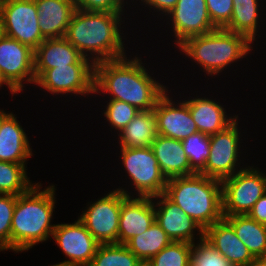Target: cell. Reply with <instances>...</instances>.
I'll return each mask as SVG.
<instances>
[{
  "label": "cell",
  "instance_id": "obj_1",
  "mask_svg": "<svg viewBox=\"0 0 266 266\" xmlns=\"http://www.w3.org/2000/svg\"><path fill=\"white\" fill-rule=\"evenodd\" d=\"M127 58L95 64L94 93L103 91L110 99L126 102L140 111L153 110L168 87L148 74L140 57Z\"/></svg>",
  "mask_w": 266,
  "mask_h": 266
},
{
  "label": "cell",
  "instance_id": "obj_2",
  "mask_svg": "<svg viewBox=\"0 0 266 266\" xmlns=\"http://www.w3.org/2000/svg\"><path fill=\"white\" fill-rule=\"evenodd\" d=\"M122 16L123 13L77 8L64 37L94 64L125 57L124 34L120 30Z\"/></svg>",
  "mask_w": 266,
  "mask_h": 266
},
{
  "label": "cell",
  "instance_id": "obj_3",
  "mask_svg": "<svg viewBox=\"0 0 266 266\" xmlns=\"http://www.w3.org/2000/svg\"><path fill=\"white\" fill-rule=\"evenodd\" d=\"M36 183L24 194L18 195L11 222V250L22 252L52 237L55 224H51L55 209V186L45 189ZM42 190V191H41Z\"/></svg>",
  "mask_w": 266,
  "mask_h": 266
},
{
  "label": "cell",
  "instance_id": "obj_4",
  "mask_svg": "<svg viewBox=\"0 0 266 266\" xmlns=\"http://www.w3.org/2000/svg\"><path fill=\"white\" fill-rule=\"evenodd\" d=\"M164 194L204 231L224 218L222 184L218 179L200 173L171 178Z\"/></svg>",
  "mask_w": 266,
  "mask_h": 266
},
{
  "label": "cell",
  "instance_id": "obj_5",
  "mask_svg": "<svg viewBox=\"0 0 266 266\" xmlns=\"http://www.w3.org/2000/svg\"><path fill=\"white\" fill-rule=\"evenodd\" d=\"M176 47L199 64L206 74L214 76L247 56L253 46L244 35L217 28L189 37Z\"/></svg>",
  "mask_w": 266,
  "mask_h": 266
},
{
  "label": "cell",
  "instance_id": "obj_6",
  "mask_svg": "<svg viewBox=\"0 0 266 266\" xmlns=\"http://www.w3.org/2000/svg\"><path fill=\"white\" fill-rule=\"evenodd\" d=\"M221 181L223 215L248 214L266 192V173L253 166L240 167Z\"/></svg>",
  "mask_w": 266,
  "mask_h": 266
},
{
  "label": "cell",
  "instance_id": "obj_7",
  "mask_svg": "<svg viewBox=\"0 0 266 266\" xmlns=\"http://www.w3.org/2000/svg\"><path fill=\"white\" fill-rule=\"evenodd\" d=\"M123 170L126 171L138 197H155L165 192L167 178L161 172L151 147H120Z\"/></svg>",
  "mask_w": 266,
  "mask_h": 266
},
{
  "label": "cell",
  "instance_id": "obj_8",
  "mask_svg": "<svg viewBox=\"0 0 266 266\" xmlns=\"http://www.w3.org/2000/svg\"><path fill=\"white\" fill-rule=\"evenodd\" d=\"M130 194L124 188H117L94 203L90 202L78 217L100 244H118L121 203L128 196L131 197Z\"/></svg>",
  "mask_w": 266,
  "mask_h": 266
},
{
  "label": "cell",
  "instance_id": "obj_9",
  "mask_svg": "<svg viewBox=\"0 0 266 266\" xmlns=\"http://www.w3.org/2000/svg\"><path fill=\"white\" fill-rule=\"evenodd\" d=\"M2 32L35 50L45 38L34 0H0Z\"/></svg>",
  "mask_w": 266,
  "mask_h": 266
},
{
  "label": "cell",
  "instance_id": "obj_10",
  "mask_svg": "<svg viewBox=\"0 0 266 266\" xmlns=\"http://www.w3.org/2000/svg\"><path fill=\"white\" fill-rule=\"evenodd\" d=\"M0 78L12 95L23 89L24 82L35 83L34 50L16 39L0 37Z\"/></svg>",
  "mask_w": 266,
  "mask_h": 266
},
{
  "label": "cell",
  "instance_id": "obj_11",
  "mask_svg": "<svg viewBox=\"0 0 266 266\" xmlns=\"http://www.w3.org/2000/svg\"><path fill=\"white\" fill-rule=\"evenodd\" d=\"M238 128L237 118L225 130L210 136V155L200 174L222 181L238 172V153L243 143Z\"/></svg>",
  "mask_w": 266,
  "mask_h": 266
},
{
  "label": "cell",
  "instance_id": "obj_12",
  "mask_svg": "<svg viewBox=\"0 0 266 266\" xmlns=\"http://www.w3.org/2000/svg\"><path fill=\"white\" fill-rule=\"evenodd\" d=\"M94 80L95 64H70L47 69L34 84L50 94L71 93L75 96H88L94 93Z\"/></svg>",
  "mask_w": 266,
  "mask_h": 266
},
{
  "label": "cell",
  "instance_id": "obj_13",
  "mask_svg": "<svg viewBox=\"0 0 266 266\" xmlns=\"http://www.w3.org/2000/svg\"><path fill=\"white\" fill-rule=\"evenodd\" d=\"M52 238L68 258L65 266H89L100 245L79 219L56 224Z\"/></svg>",
  "mask_w": 266,
  "mask_h": 266
},
{
  "label": "cell",
  "instance_id": "obj_14",
  "mask_svg": "<svg viewBox=\"0 0 266 266\" xmlns=\"http://www.w3.org/2000/svg\"><path fill=\"white\" fill-rule=\"evenodd\" d=\"M167 17L177 46L189 37L203 35L217 29L209 18L206 0H178Z\"/></svg>",
  "mask_w": 266,
  "mask_h": 266
},
{
  "label": "cell",
  "instance_id": "obj_15",
  "mask_svg": "<svg viewBox=\"0 0 266 266\" xmlns=\"http://www.w3.org/2000/svg\"><path fill=\"white\" fill-rule=\"evenodd\" d=\"M167 90L153 109L159 135L183 141L198 132L190 113L188 101L173 102Z\"/></svg>",
  "mask_w": 266,
  "mask_h": 266
},
{
  "label": "cell",
  "instance_id": "obj_16",
  "mask_svg": "<svg viewBox=\"0 0 266 266\" xmlns=\"http://www.w3.org/2000/svg\"><path fill=\"white\" fill-rule=\"evenodd\" d=\"M153 202L155 220L172 241L193 244L196 230L199 232V240L204 238V229L164 193L153 197Z\"/></svg>",
  "mask_w": 266,
  "mask_h": 266
},
{
  "label": "cell",
  "instance_id": "obj_17",
  "mask_svg": "<svg viewBox=\"0 0 266 266\" xmlns=\"http://www.w3.org/2000/svg\"><path fill=\"white\" fill-rule=\"evenodd\" d=\"M155 221L152 197H127L121 203L118 244H125L132 237L142 234Z\"/></svg>",
  "mask_w": 266,
  "mask_h": 266
},
{
  "label": "cell",
  "instance_id": "obj_18",
  "mask_svg": "<svg viewBox=\"0 0 266 266\" xmlns=\"http://www.w3.org/2000/svg\"><path fill=\"white\" fill-rule=\"evenodd\" d=\"M70 64H94L65 38L45 39L34 50V72L37 79L44 71Z\"/></svg>",
  "mask_w": 266,
  "mask_h": 266
},
{
  "label": "cell",
  "instance_id": "obj_19",
  "mask_svg": "<svg viewBox=\"0 0 266 266\" xmlns=\"http://www.w3.org/2000/svg\"><path fill=\"white\" fill-rule=\"evenodd\" d=\"M204 238L233 266H245L255 258L224 218L209 226Z\"/></svg>",
  "mask_w": 266,
  "mask_h": 266
},
{
  "label": "cell",
  "instance_id": "obj_20",
  "mask_svg": "<svg viewBox=\"0 0 266 266\" xmlns=\"http://www.w3.org/2000/svg\"><path fill=\"white\" fill-rule=\"evenodd\" d=\"M38 11V24L45 39L65 36L77 9L74 0H34Z\"/></svg>",
  "mask_w": 266,
  "mask_h": 266
},
{
  "label": "cell",
  "instance_id": "obj_21",
  "mask_svg": "<svg viewBox=\"0 0 266 266\" xmlns=\"http://www.w3.org/2000/svg\"><path fill=\"white\" fill-rule=\"evenodd\" d=\"M151 148L161 172L168 179L195 174L191 169L182 141L159 135Z\"/></svg>",
  "mask_w": 266,
  "mask_h": 266
},
{
  "label": "cell",
  "instance_id": "obj_22",
  "mask_svg": "<svg viewBox=\"0 0 266 266\" xmlns=\"http://www.w3.org/2000/svg\"><path fill=\"white\" fill-rule=\"evenodd\" d=\"M188 107L190 113L196 123L198 132L211 136L225 130L237 118L235 116H227L225 108L220 102H215L208 97H193L188 99Z\"/></svg>",
  "mask_w": 266,
  "mask_h": 266
},
{
  "label": "cell",
  "instance_id": "obj_23",
  "mask_svg": "<svg viewBox=\"0 0 266 266\" xmlns=\"http://www.w3.org/2000/svg\"><path fill=\"white\" fill-rule=\"evenodd\" d=\"M12 112L0 127V161L26 163L33 153L29 139Z\"/></svg>",
  "mask_w": 266,
  "mask_h": 266
},
{
  "label": "cell",
  "instance_id": "obj_24",
  "mask_svg": "<svg viewBox=\"0 0 266 266\" xmlns=\"http://www.w3.org/2000/svg\"><path fill=\"white\" fill-rule=\"evenodd\" d=\"M118 134L120 147H151L154 139L158 136L154 111H139Z\"/></svg>",
  "mask_w": 266,
  "mask_h": 266
},
{
  "label": "cell",
  "instance_id": "obj_25",
  "mask_svg": "<svg viewBox=\"0 0 266 266\" xmlns=\"http://www.w3.org/2000/svg\"><path fill=\"white\" fill-rule=\"evenodd\" d=\"M237 237L255 258L266 257V225L245 215H224Z\"/></svg>",
  "mask_w": 266,
  "mask_h": 266
},
{
  "label": "cell",
  "instance_id": "obj_26",
  "mask_svg": "<svg viewBox=\"0 0 266 266\" xmlns=\"http://www.w3.org/2000/svg\"><path fill=\"white\" fill-rule=\"evenodd\" d=\"M259 0H233L230 22L223 28L244 35L252 44L259 30Z\"/></svg>",
  "mask_w": 266,
  "mask_h": 266
},
{
  "label": "cell",
  "instance_id": "obj_27",
  "mask_svg": "<svg viewBox=\"0 0 266 266\" xmlns=\"http://www.w3.org/2000/svg\"><path fill=\"white\" fill-rule=\"evenodd\" d=\"M171 242L172 240L155 220L146 231L132 237L124 245L133 252L141 262H148Z\"/></svg>",
  "mask_w": 266,
  "mask_h": 266
},
{
  "label": "cell",
  "instance_id": "obj_28",
  "mask_svg": "<svg viewBox=\"0 0 266 266\" xmlns=\"http://www.w3.org/2000/svg\"><path fill=\"white\" fill-rule=\"evenodd\" d=\"M26 165L0 161V194L18 196L34 185L27 176Z\"/></svg>",
  "mask_w": 266,
  "mask_h": 266
},
{
  "label": "cell",
  "instance_id": "obj_29",
  "mask_svg": "<svg viewBox=\"0 0 266 266\" xmlns=\"http://www.w3.org/2000/svg\"><path fill=\"white\" fill-rule=\"evenodd\" d=\"M141 261L124 244H100L89 266H138Z\"/></svg>",
  "mask_w": 266,
  "mask_h": 266
},
{
  "label": "cell",
  "instance_id": "obj_30",
  "mask_svg": "<svg viewBox=\"0 0 266 266\" xmlns=\"http://www.w3.org/2000/svg\"><path fill=\"white\" fill-rule=\"evenodd\" d=\"M191 250V243L172 241L148 263L151 266H191Z\"/></svg>",
  "mask_w": 266,
  "mask_h": 266
},
{
  "label": "cell",
  "instance_id": "obj_31",
  "mask_svg": "<svg viewBox=\"0 0 266 266\" xmlns=\"http://www.w3.org/2000/svg\"><path fill=\"white\" fill-rule=\"evenodd\" d=\"M182 144L191 169L195 173H200L210 155V136L197 132L184 139Z\"/></svg>",
  "mask_w": 266,
  "mask_h": 266
},
{
  "label": "cell",
  "instance_id": "obj_32",
  "mask_svg": "<svg viewBox=\"0 0 266 266\" xmlns=\"http://www.w3.org/2000/svg\"><path fill=\"white\" fill-rule=\"evenodd\" d=\"M191 266H233L205 238L192 244Z\"/></svg>",
  "mask_w": 266,
  "mask_h": 266
},
{
  "label": "cell",
  "instance_id": "obj_33",
  "mask_svg": "<svg viewBox=\"0 0 266 266\" xmlns=\"http://www.w3.org/2000/svg\"><path fill=\"white\" fill-rule=\"evenodd\" d=\"M108 101L104 117L109 122V126L111 125V129H116L118 133L129 124L140 110L123 101L113 99Z\"/></svg>",
  "mask_w": 266,
  "mask_h": 266
},
{
  "label": "cell",
  "instance_id": "obj_34",
  "mask_svg": "<svg viewBox=\"0 0 266 266\" xmlns=\"http://www.w3.org/2000/svg\"><path fill=\"white\" fill-rule=\"evenodd\" d=\"M17 196L0 194V251L11 250V222Z\"/></svg>",
  "mask_w": 266,
  "mask_h": 266
},
{
  "label": "cell",
  "instance_id": "obj_35",
  "mask_svg": "<svg viewBox=\"0 0 266 266\" xmlns=\"http://www.w3.org/2000/svg\"><path fill=\"white\" fill-rule=\"evenodd\" d=\"M207 12L212 24L223 29L232 17L233 0H206Z\"/></svg>",
  "mask_w": 266,
  "mask_h": 266
},
{
  "label": "cell",
  "instance_id": "obj_36",
  "mask_svg": "<svg viewBox=\"0 0 266 266\" xmlns=\"http://www.w3.org/2000/svg\"><path fill=\"white\" fill-rule=\"evenodd\" d=\"M78 9L96 12L124 13V0H74Z\"/></svg>",
  "mask_w": 266,
  "mask_h": 266
},
{
  "label": "cell",
  "instance_id": "obj_37",
  "mask_svg": "<svg viewBox=\"0 0 266 266\" xmlns=\"http://www.w3.org/2000/svg\"><path fill=\"white\" fill-rule=\"evenodd\" d=\"M178 0H141L140 3L143 2V5L149 6L151 9L159 14H164V16L168 15L169 12L176 6ZM137 2V0H136Z\"/></svg>",
  "mask_w": 266,
  "mask_h": 266
},
{
  "label": "cell",
  "instance_id": "obj_38",
  "mask_svg": "<svg viewBox=\"0 0 266 266\" xmlns=\"http://www.w3.org/2000/svg\"><path fill=\"white\" fill-rule=\"evenodd\" d=\"M252 219L259 223L266 225V192L265 194L254 204L252 209L247 214Z\"/></svg>",
  "mask_w": 266,
  "mask_h": 266
},
{
  "label": "cell",
  "instance_id": "obj_39",
  "mask_svg": "<svg viewBox=\"0 0 266 266\" xmlns=\"http://www.w3.org/2000/svg\"><path fill=\"white\" fill-rule=\"evenodd\" d=\"M245 266H266V257L254 258Z\"/></svg>",
  "mask_w": 266,
  "mask_h": 266
},
{
  "label": "cell",
  "instance_id": "obj_40",
  "mask_svg": "<svg viewBox=\"0 0 266 266\" xmlns=\"http://www.w3.org/2000/svg\"><path fill=\"white\" fill-rule=\"evenodd\" d=\"M10 113H6L4 110L0 109V127L2 125L3 120L9 115Z\"/></svg>",
  "mask_w": 266,
  "mask_h": 266
},
{
  "label": "cell",
  "instance_id": "obj_41",
  "mask_svg": "<svg viewBox=\"0 0 266 266\" xmlns=\"http://www.w3.org/2000/svg\"><path fill=\"white\" fill-rule=\"evenodd\" d=\"M3 35L2 32V19H1V15H0V37Z\"/></svg>",
  "mask_w": 266,
  "mask_h": 266
},
{
  "label": "cell",
  "instance_id": "obj_42",
  "mask_svg": "<svg viewBox=\"0 0 266 266\" xmlns=\"http://www.w3.org/2000/svg\"><path fill=\"white\" fill-rule=\"evenodd\" d=\"M138 266H151L148 262H141Z\"/></svg>",
  "mask_w": 266,
  "mask_h": 266
},
{
  "label": "cell",
  "instance_id": "obj_43",
  "mask_svg": "<svg viewBox=\"0 0 266 266\" xmlns=\"http://www.w3.org/2000/svg\"><path fill=\"white\" fill-rule=\"evenodd\" d=\"M51 266H65L62 262L60 263H57V264H54V265H51Z\"/></svg>",
  "mask_w": 266,
  "mask_h": 266
},
{
  "label": "cell",
  "instance_id": "obj_44",
  "mask_svg": "<svg viewBox=\"0 0 266 266\" xmlns=\"http://www.w3.org/2000/svg\"><path fill=\"white\" fill-rule=\"evenodd\" d=\"M3 85H5V84H4V82L0 78V87H2Z\"/></svg>",
  "mask_w": 266,
  "mask_h": 266
}]
</instances>
